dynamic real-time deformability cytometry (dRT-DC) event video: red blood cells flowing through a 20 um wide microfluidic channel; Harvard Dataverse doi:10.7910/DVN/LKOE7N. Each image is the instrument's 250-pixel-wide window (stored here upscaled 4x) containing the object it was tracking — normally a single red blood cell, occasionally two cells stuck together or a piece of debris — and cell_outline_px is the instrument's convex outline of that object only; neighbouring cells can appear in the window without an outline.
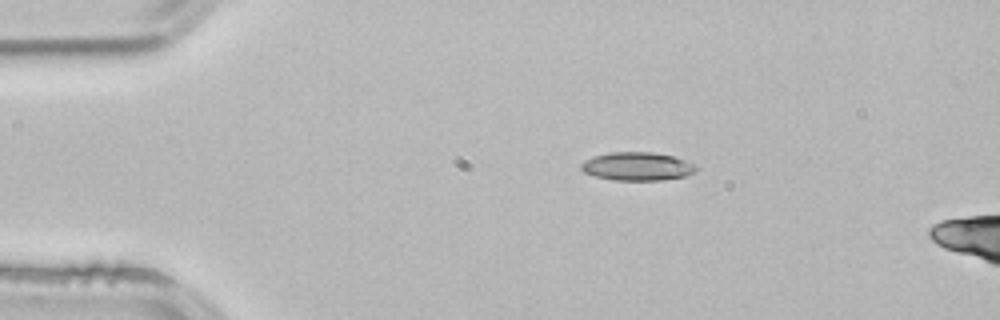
{"species": "common noctule bat (a hibernating species)", "species_latin": "Nyctalus noctula", "temperature_condition": "room temperature", "stored_images_in_passage": 3, "camera_frame_rate_fps": 3000, "um_per_image_px": 0.085, "animal": {"sex": "male", "body_mass_g": 21.5, "forearm_length_mm": 52.0}, "frame": {"image": 1, "passage_image": 1, "time_ms": 0.0, "image_size_px": [1000, 320], "cell_outline_px": [[700, 168], [696, 172], [688, 176], [660, 180], [616, 180], [596, 176], [584, 172], [580, 168], [580, 164], [584, 160], [592, 156], [608, 152], [652, 152], [672, 156], [696, 164]], "centroid_in_image_um": [54.19, 14.14], "position_along_channel_um": 30.8, "area_um2": 19.19}}